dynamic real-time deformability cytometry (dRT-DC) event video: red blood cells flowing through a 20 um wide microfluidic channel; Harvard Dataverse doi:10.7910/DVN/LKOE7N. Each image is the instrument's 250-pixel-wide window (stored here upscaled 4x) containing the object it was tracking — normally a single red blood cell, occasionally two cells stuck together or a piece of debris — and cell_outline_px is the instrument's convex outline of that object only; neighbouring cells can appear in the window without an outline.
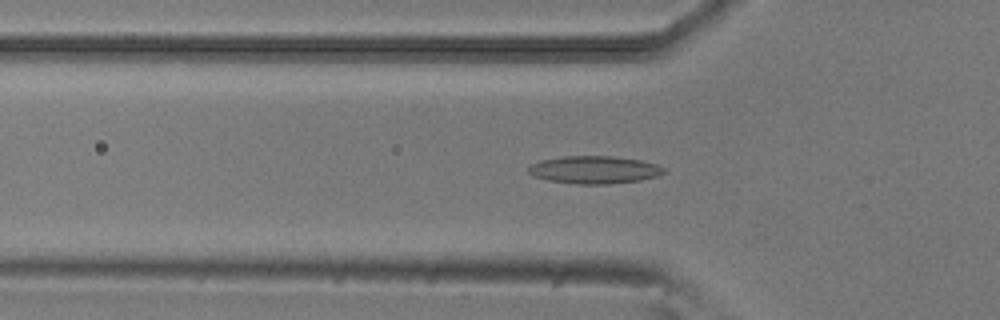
{"species": "common noctule bat (a hibernating species)", "species_latin": "Nyctalus noctula", "temperature_condition": "room temperature", "stored_images_in_passage": 46, "camera_frame_rate_fps": 3000, "um_per_image_px": 0.085, "animal": {"sex": "male", "body_mass_g": 20.5, "forearm_length_mm": 52.5}, "frame": {"image": 1, "passage_image": 17, "time_ms": 5.333, "image_size_px": [1000, 320], "cell_outline_px": [[668, 172], [660, 176], [640, 180], [608, 184], [576, 184], [548, 180], [532, 176], [528, 172], [528, 168], [532, 164], [540, 160], [564, 156], [612, 156], [640, 160], [656, 164], [664, 168]], "centroid_in_image_um": [50.54, 14.43], "position_along_channel_um": 75.3, "area_um2": 21.96}}
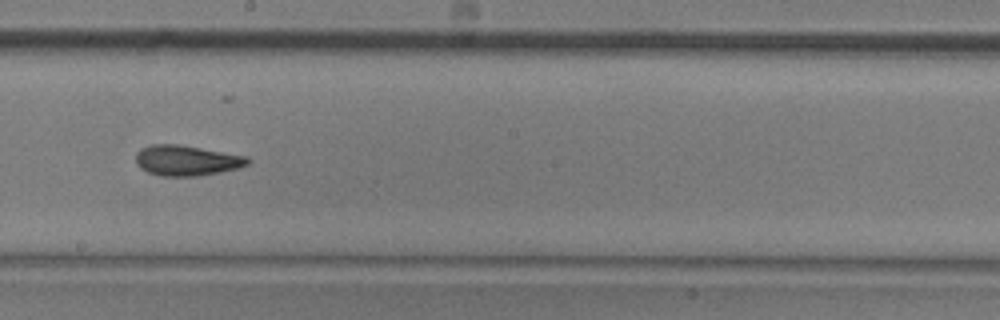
{"frame": {"image": 2, "passage_image": 29, "time_ms": 9.333, "image_size_px": [1000, 320], "cell_outline_px": [[252, 160], [248, 164], [240, 168], [200, 176], [160, 176], [148, 172], [140, 168], [136, 164], [136, 152], [140, 148], [152, 144], [180, 144], [248, 156]], "centroid_in_image_um": [15.88, 13.63], "position_along_channel_um": 232.3, "area_um2": 20.17}}
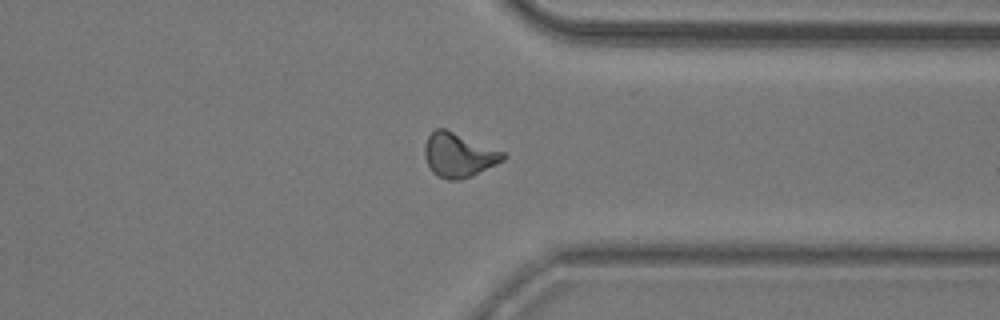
{"frame": {"image": 3, "passage_image": 40, "time_ms": 13.0, "image_size_px": [1000, 320], "cell_outline_px": [[508, 156], [504, 160], [472, 176], [460, 180], [448, 180], [432, 172], [424, 156], [424, 144], [428, 136], [436, 128], [444, 128], [504, 152]], "centroid_in_image_um": [38.98, 13.18], "position_along_channel_um": 372.4, "area_um2": 20.06}}